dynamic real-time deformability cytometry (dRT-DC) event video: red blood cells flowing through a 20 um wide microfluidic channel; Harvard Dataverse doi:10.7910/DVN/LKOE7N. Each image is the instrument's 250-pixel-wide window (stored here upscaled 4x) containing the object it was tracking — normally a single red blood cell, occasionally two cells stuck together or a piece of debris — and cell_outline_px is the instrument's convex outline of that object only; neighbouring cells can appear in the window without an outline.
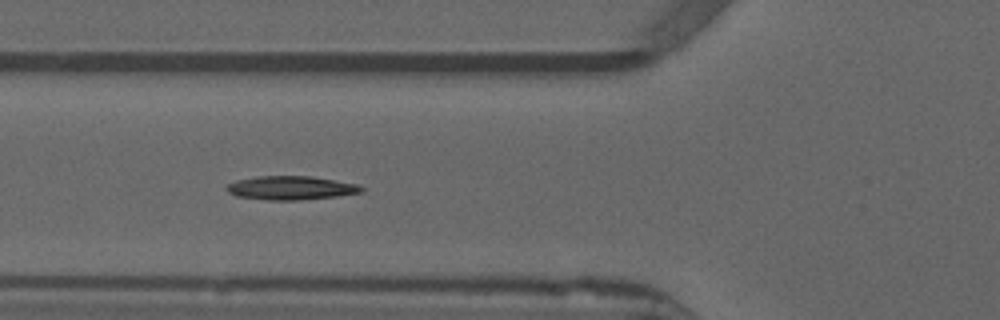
{"species": "common noctule bat (a hibernating species)", "species_latin": "Nyctalus noctula", "temperature_condition": "warm", "stored_images_in_passage": 41, "camera_frame_rate_fps": 3000, "um_per_image_px": 0.085, "animal": {"sex": "male", "forearm_length_mm": 52.5}, "frame": {"image": 1, "passage_image": 5, "time_ms": 1.333, "image_size_px": [1000, 320], "cell_outline_px": [[364, 192], [336, 196], [300, 200], [268, 200], [236, 196], [228, 192], [224, 188], [228, 184], [236, 180], [256, 176], [312, 176], [356, 184], [364, 188]], "centroid_in_image_um": [24.7, 15.97], "position_along_channel_um": 101.1, "area_um2": 18.67}}